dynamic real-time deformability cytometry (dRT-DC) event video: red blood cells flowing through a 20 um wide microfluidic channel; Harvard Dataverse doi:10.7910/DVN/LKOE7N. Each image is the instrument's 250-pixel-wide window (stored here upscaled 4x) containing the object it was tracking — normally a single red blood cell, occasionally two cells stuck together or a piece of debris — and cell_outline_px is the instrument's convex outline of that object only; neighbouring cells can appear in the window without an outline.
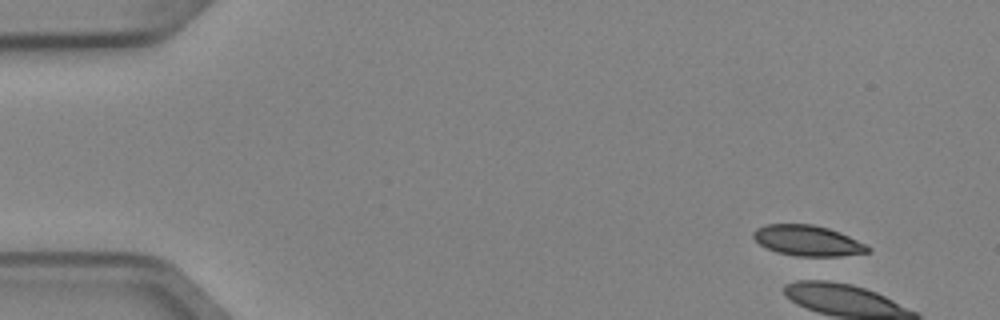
{"species": "Egyptian fruit bat (a non-hibernating species)", "species_latin": "Rousettus aegyptiacus", "temperature_condition": "cold", "stored_images_in_passage": 8, "camera_frame_rate_fps": 3000, "um_per_image_px": 0.085, "animal": {"sex": "female"}, "frame": {"image": 1, "passage_image": 1, "time_ms": 0.0, "image_size_px": [1000, 320], "cell_outline_px": [[872, 252], [840, 256], [796, 256], [776, 252], [764, 248], [752, 236], [752, 232], [756, 228], [764, 224], [812, 224], [828, 228], [840, 232], [872, 248]], "centroid_in_image_um": [68.62, 20.45], "position_along_channel_um": 16.4, "area_um2": 20.52}}
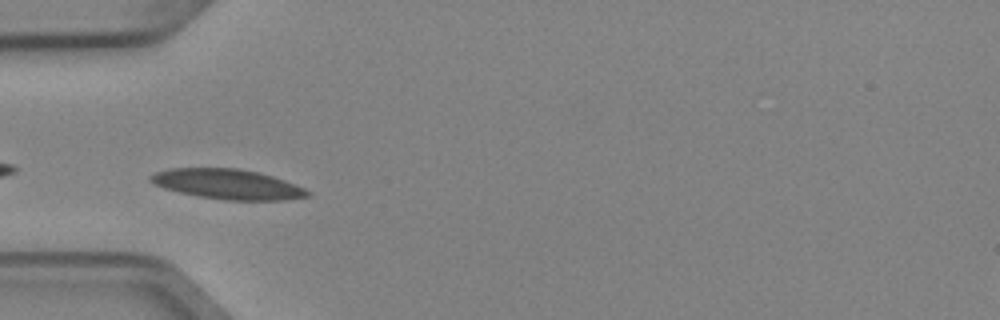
{"frame": {"image": 2, "passage_image": 5, "time_ms": 1.333, "image_size_px": [1000, 320], "cell_outline_px": [[312, 196], [284, 200], [224, 200], [200, 196], [180, 192], [164, 188], [152, 184], [148, 180], [148, 176], [156, 172], [168, 168], [236, 168], [256, 172], [272, 176], [284, 180], [304, 188], [312, 192]], "centroid_in_image_um": [19.33, 15.65], "position_along_channel_um": 65.7, "area_um2": 27.46}}
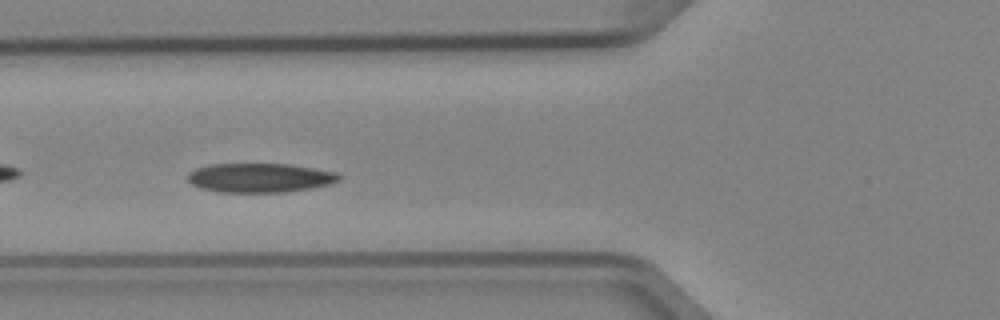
{"frame": {"image": 3, "passage_image": 6, "time_ms": 1.667, "image_size_px": [1000, 320], "cell_outline_px": [[340, 180], [332, 184], [288, 192], [216, 192], [200, 188], [192, 184], [188, 180], [188, 172], [196, 168], [208, 164], [288, 164], [336, 172], [340, 176]], "centroid_in_image_um": [22.07, 15.11], "position_along_channel_um": 103.7, "area_um2": 25.84}}